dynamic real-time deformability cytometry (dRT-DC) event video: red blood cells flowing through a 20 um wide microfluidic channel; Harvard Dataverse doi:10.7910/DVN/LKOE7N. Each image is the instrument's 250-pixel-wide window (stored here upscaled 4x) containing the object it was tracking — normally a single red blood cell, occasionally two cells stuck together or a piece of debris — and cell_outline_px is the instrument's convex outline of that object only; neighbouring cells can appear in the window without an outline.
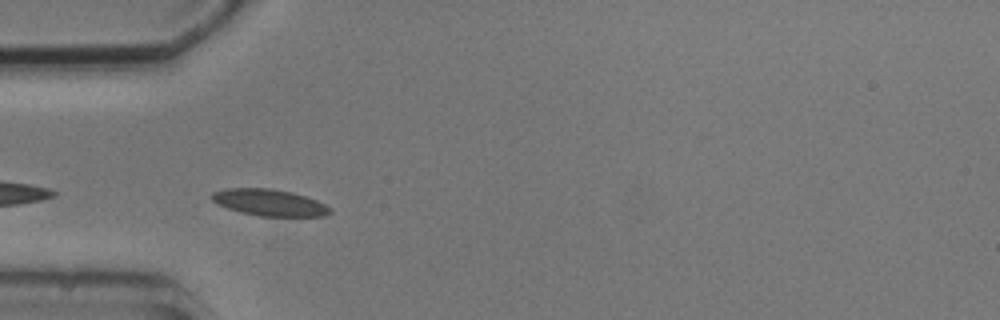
{"species": "common noctule bat (a hibernating species)", "species_latin": "Nyctalus noctula", "temperature_condition": "cold", "stored_images_in_passage": 4, "camera_frame_rate_fps": 3000, "um_per_image_px": 0.085, "animal": {"sex": "male", "body_mass_g": 20.5, "forearm_length_mm": 52.5}, "frame": {"image": 1, "passage_image": 3, "time_ms": 2.333, "image_size_px": [1000, 320], "cell_outline_px": [[332, 212], [324, 216], [256, 216], [240, 212], [216, 204], [212, 200], [212, 192], [228, 188], [272, 188], [292, 192], [316, 200], [332, 208]], "centroid_in_image_um": [22.89, 17.22], "position_along_channel_um": 62.1, "area_um2": 18.38}}